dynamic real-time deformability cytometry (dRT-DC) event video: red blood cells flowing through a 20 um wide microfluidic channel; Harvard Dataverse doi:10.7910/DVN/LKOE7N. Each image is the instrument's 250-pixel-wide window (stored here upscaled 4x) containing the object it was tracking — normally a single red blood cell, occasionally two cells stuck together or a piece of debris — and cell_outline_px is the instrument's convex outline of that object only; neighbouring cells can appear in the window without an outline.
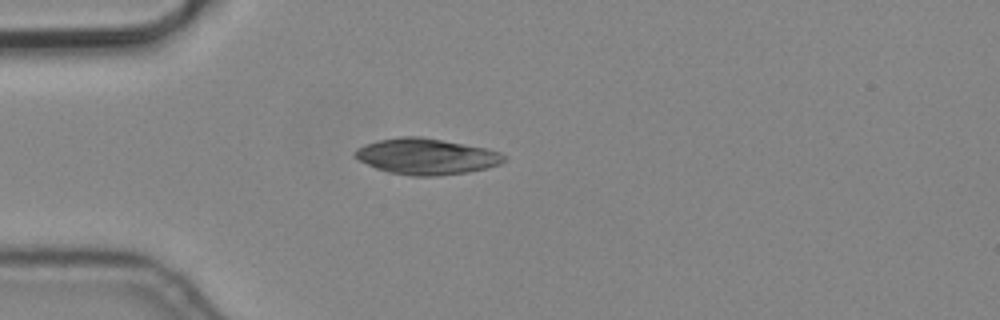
{"species": "common noctule bat (a hibernating species)", "species_latin": "Nyctalus noctula", "temperature_condition": "cold", "stored_images_in_passage": 1, "camera_frame_rate_fps": 3000, "um_per_image_px": 0.085, "animal": {"sex": "male", "body_mass_g": 19.2, "forearm_length_mm": 51.8}, "frame": {"image": 1, "passage_image": 1, "time_ms": 0.0, "image_size_px": [1000, 320], "cell_outline_px": [[508, 160], [500, 164], [488, 168], [468, 172], [436, 176], [412, 176], [388, 172], [376, 168], [352, 156], [352, 152], [356, 148], [364, 144], [380, 140], [400, 136], [420, 136], [484, 148], [500, 152], [508, 156]], "centroid_in_image_um": [36.24, 13.3], "position_along_channel_um": 48.8, "area_um2": 31.39}}